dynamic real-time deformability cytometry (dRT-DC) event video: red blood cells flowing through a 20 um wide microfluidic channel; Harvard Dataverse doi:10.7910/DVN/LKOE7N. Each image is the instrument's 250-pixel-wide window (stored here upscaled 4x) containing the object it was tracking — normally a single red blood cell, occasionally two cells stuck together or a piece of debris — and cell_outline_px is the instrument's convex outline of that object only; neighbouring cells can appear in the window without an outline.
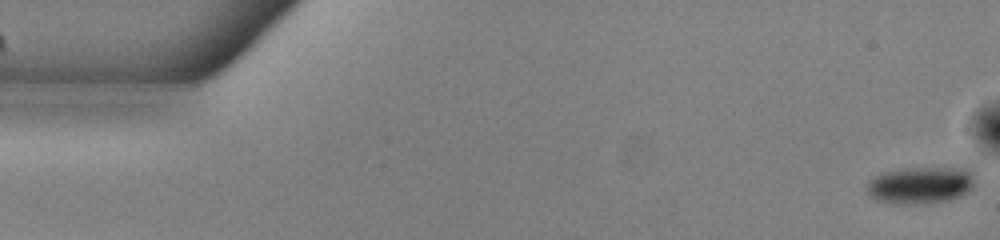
{"species": "common noctule bat (a hibernating species)", "species_latin": "Nyctalus noctula", "temperature_condition": "warm", "stored_images_in_passage": 54, "camera_frame_rate_fps": 3000, "um_per_image_px": 0.085, "animal": {"sex": "male", "body_mass_g": 13.0, "forearm_length_mm": 53.1}, "frame": {"image": 1, "passage_image": 1, "time_ms": 0.0, "image_size_px": [1000, 240], "cell_outline_px": [[972, 188], [968, 192], [960, 196], [948, 200], [928, 204], [892, 204], [876, 200], [868, 192], [868, 184], [876, 176], [884, 172], [912, 168], [972, 168]], "centroid_in_image_um": [78.27, 15.76], "position_along_channel_um": 6.7, "area_um2": 23.12}}
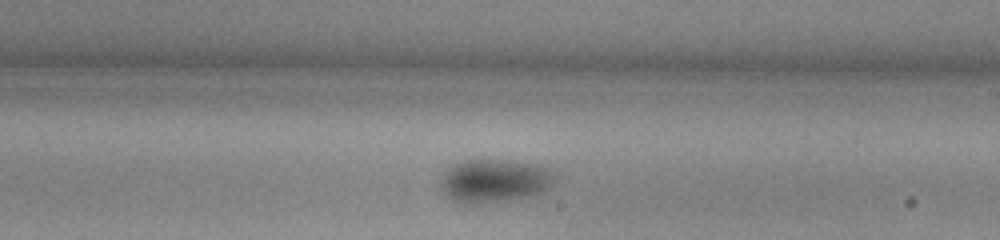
{"frame": {"image": 2, "passage_image": 31, "time_ms": 10.0, "image_size_px": [1000, 240], "cell_outline_px": [[556, 176], [540, 192], [528, 196], [508, 200], [476, 204], [464, 204], [448, 196], [444, 192], [440, 184], [440, 180], [444, 172], [452, 164], [464, 160], [504, 160], [536, 164], [544, 168]], "centroid_in_image_um": [41.93, 15.36], "position_along_channel_um": 247.1, "area_um2": 28.21}}
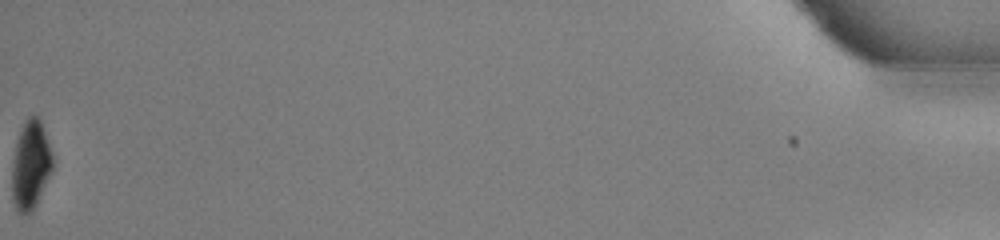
{"frame": {"image": 3, "passage_image": 54, "time_ms": 17.667, "image_size_px": [1000, 240], "cell_outline_px": [[52, 172], [32, 212], [28, 216], [24, 216], [16, 208], [12, 200], [12, 164], [16, 144], [24, 120], [28, 116], [40, 116], [52, 152]], "centroid_in_image_um": [2.61, 14.04], "position_along_channel_um": 432.6, "area_um2": 21.15}, "authors_computed_cell_mechanics": {"area_um2": 25.7499, "velocity_mm_per_s": 3.8348, "shape_relaxation_time_tau1_ms": 8.8943, "shape_relaxation_time_tau2_ms": null, "deformation_change_tau1": 0.1589, "deformation_change_tau2": null}}